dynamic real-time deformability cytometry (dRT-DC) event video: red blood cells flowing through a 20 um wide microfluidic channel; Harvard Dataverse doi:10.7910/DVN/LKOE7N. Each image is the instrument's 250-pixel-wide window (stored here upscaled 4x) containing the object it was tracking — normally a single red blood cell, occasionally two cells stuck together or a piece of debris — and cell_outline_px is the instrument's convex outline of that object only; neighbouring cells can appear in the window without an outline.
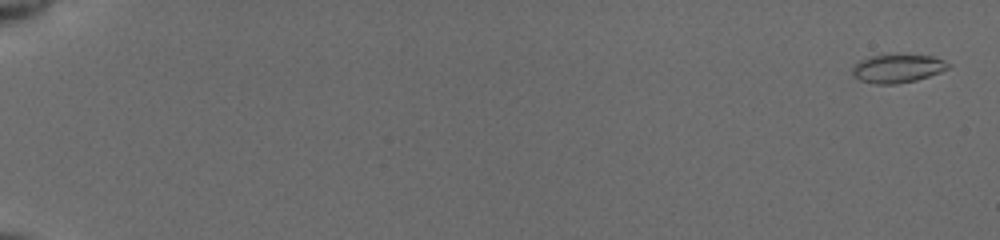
{"species": "common noctule bat (a hibernating species)", "species_latin": "Nyctalus noctula", "temperature_condition": "cold", "stored_images_in_passage": 56, "camera_frame_rate_fps": 3000, "um_per_image_px": 0.085, "animal": {"sex": "female", "body_mass_g": 19.5, "forearm_length_mm": 54.1}, "frame": {"image": 1, "passage_image": 2, "time_ms": 0.333, "image_size_px": [1000, 240], "cell_outline_px": [[948, 68], [940, 72], [916, 80], [896, 84], [876, 84], [860, 80], [852, 76], [852, 68], [860, 60], [872, 56], [932, 56], [944, 60], [948, 64]], "centroid_in_image_um": [76.25, 5.85], "position_along_channel_um": 8.7, "area_um2": 15.37}}
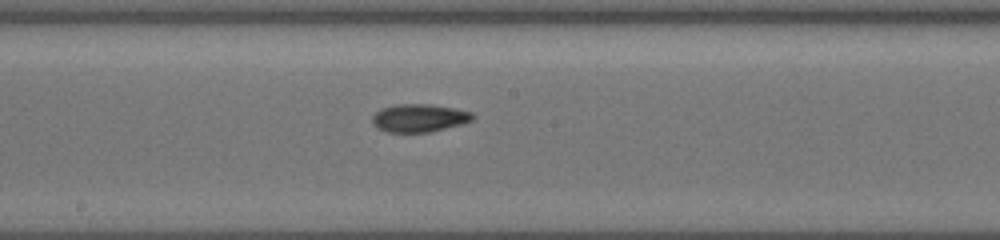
{"frame": {"image": 2, "passage_image": 33, "time_ms": 10.667, "image_size_px": [1000, 240], "cell_outline_px": [[476, 116], [472, 120], [464, 124], [428, 132], [388, 132], [376, 128], [372, 124], [372, 116], [380, 108], [396, 104], [428, 104], [452, 108], [472, 112]], "centroid_in_image_um": [35.61, 10.03], "position_along_channel_um": 212.6, "area_um2": 16.47}}
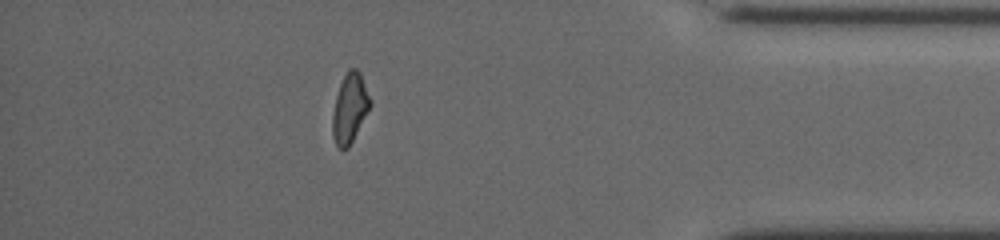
{"frame": {"image": 3, "passage_image": 50, "time_ms": 16.333, "image_size_px": [1000, 240], "cell_outline_px": [[372, 104], [348, 148], [336, 148], [332, 136], [332, 116], [336, 96], [340, 84], [348, 68], [356, 68], [360, 72], [372, 100]], "centroid_in_image_um": [29.73, 9.19], "position_along_channel_um": 405.5, "area_um2": 15.32}}